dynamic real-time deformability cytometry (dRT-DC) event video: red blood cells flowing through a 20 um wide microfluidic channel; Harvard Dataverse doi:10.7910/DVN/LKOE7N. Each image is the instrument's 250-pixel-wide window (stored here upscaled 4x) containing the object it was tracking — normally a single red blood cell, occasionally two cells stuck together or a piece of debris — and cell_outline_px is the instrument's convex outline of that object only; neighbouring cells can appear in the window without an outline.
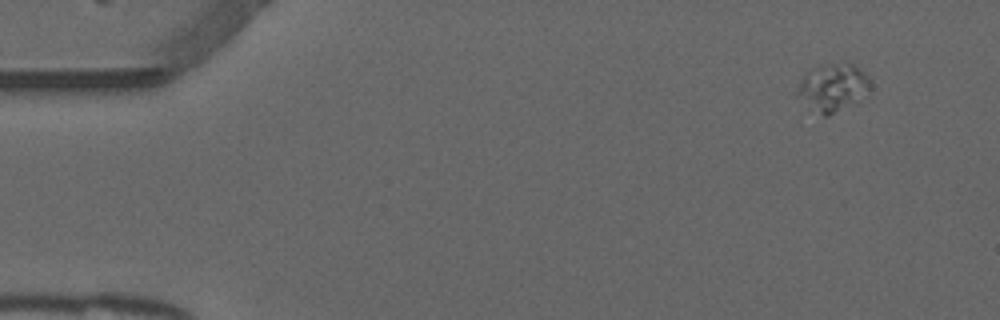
{"species": "common noctule bat (a hibernating species)", "species_latin": "Nyctalus noctula", "temperature_condition": "warm", "stored_images_in_passage": 43, "camera_frame_rate_fps": 3000, "um_per_image_px": 0.085, "animal": {"sex": "male", "forearm_length_mm": 52.5}, "frame": {"image": 1, "passage_image": 1, "time_ms": 0.0, "image_size_px": [1000, 320], "cell_outline_px": [[868, 96], [828, 116], [824, 116], [796, 96], [792, 92], [808, 68], [828, 64], [852, 64], [860, 68], [868, 76]], "centroid_in_image_um": [70.74, 7.42], "position_along_channel_um": 14.3, "area_um2": 20.29}}
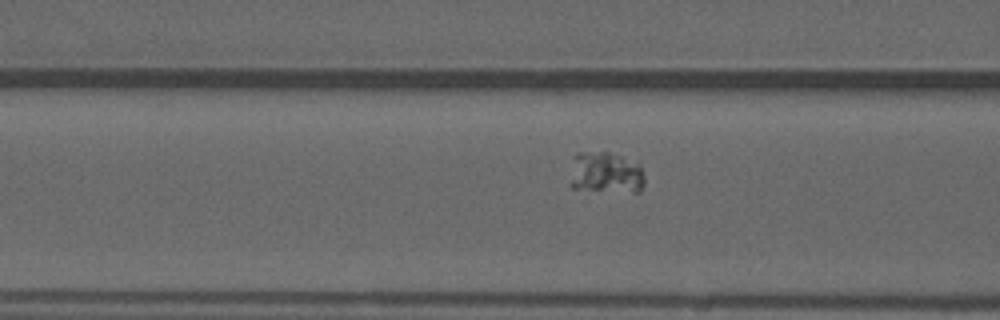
{"frame": {"image": 2, "passage_image": 18, "time_ms": 5.667, "image_size_px": [1000, 320], "cell_outline_px": [[644, 184], [640, 192], [632, 192], [572, 188], [568, 184], [572, 156], [576, 152], [608, 152], [640, 160], [644, 176]], "centroid_in_image_um": [51.5, 14.65], "position_along_channel_um": 115.1, "area_um2": 18.84}}
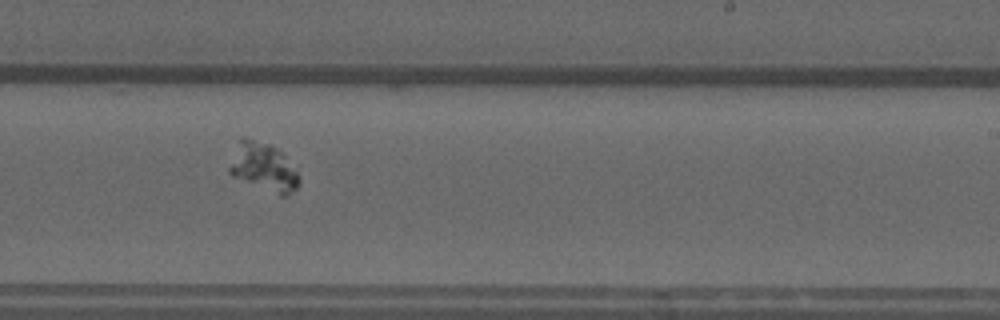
{"frame": {"image": 3, "passage_image": 30, "time_ms": 9.667, "image_size_px": [1000, 320], "cell_outline_px": [[300, 180], [296, 188], [288, 196], [280, 196], [232, 176], [228, 172], [228, 168], [240, 136], [244, 136], [272, 144], [284, 152], [296, 172]], "centroid_in_image_um": [22.39, 14.17], "position_along_channel_um": 266.6, "area_um2": 19.88}}